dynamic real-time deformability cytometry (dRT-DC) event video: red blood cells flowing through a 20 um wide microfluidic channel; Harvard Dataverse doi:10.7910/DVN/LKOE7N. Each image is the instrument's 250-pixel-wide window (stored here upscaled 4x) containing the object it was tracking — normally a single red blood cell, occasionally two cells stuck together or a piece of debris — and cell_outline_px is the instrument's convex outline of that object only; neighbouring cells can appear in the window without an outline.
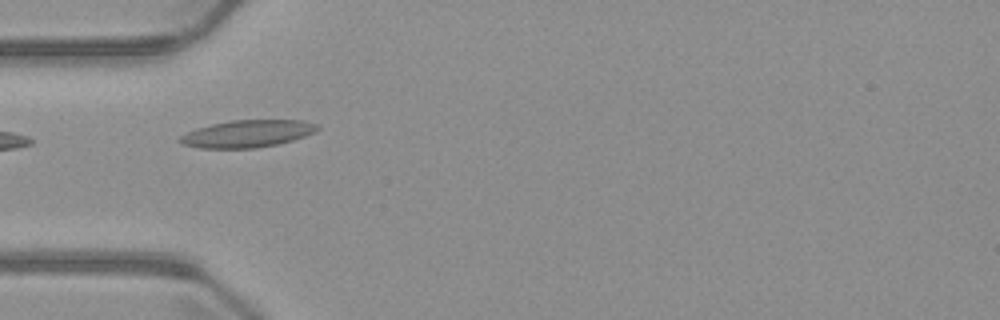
{"species": "common noctule bat (a hibernating species)", "species_latin": "Nyctalus noctula", "temperature_condition": "warm", "stored_images_in_passage": 7, "camera_frame_rate_fps": 3000, "um_per_image_px": 0.085, "animal": {"sex": "male", "body_mass_g": 23.1, "forearm_length_mm": 52.7}, "frame": {"image": 1, "passage_image": 5, "time_ms": 4.667, "image_size_px": [1000, 320], "cell_outline_px": [[320, 128], [316, 132], [292, 140], [276, 144], [256, 148], [200, 148], [184, 144], [176, 140], [180, 136], [196, 128], [212, 124], [232, 120], [300, 120], [316, 124]], "centroid_in_image_um": [21.02, 11.36], "position_along_channel_um": 64.0, "area_um2": 21.68}}
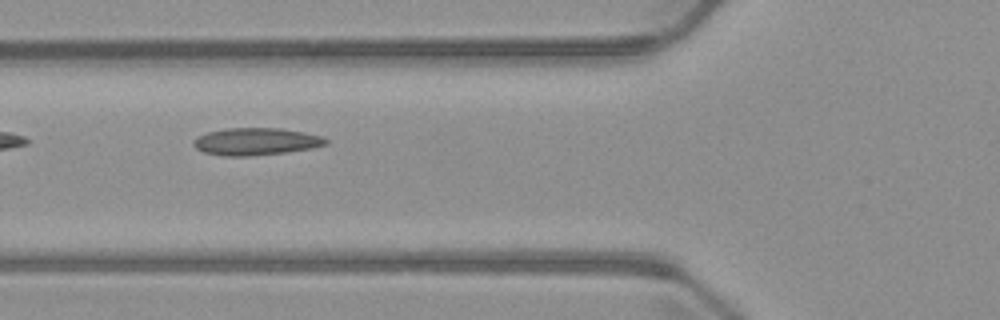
{"frame": {"image": 2, "passage_image": 6, "time_ms": 5.667, "image_size_px": [1000, 320], "cell_outline_px": [[328, 144], [312, 148], [284, 152], [248, 156], [224, 156], [204, 152], [196, 148], [192, 144], [192, 140], [196, 136], [208, 132], [224, 128], [280, 128], [304, 132], [324, 136], [328, 140]], "centroid_in_image_um": [21.74, 12.02], "position_along_channel_um": 104.1, "area_um2": 21.15}}
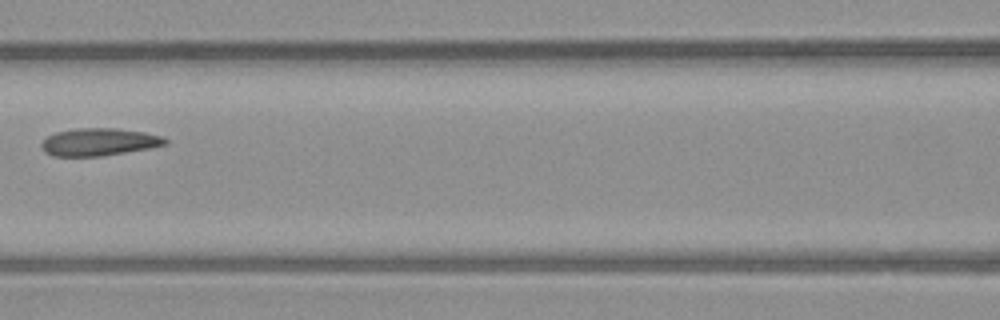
{"frame": {"image": 3, "passage_image": 7, "time_ms": 7.0, "image_size_px": [1000, 320], "cell_outline_px": [[168, 144], [152, 148], [100, 156], [52, 156], [44, 152], [40, 148], [40, 144], [48, 136], [56, 132], [76, 128], [116, 128], [144, 132], [164, 136], [168, 140]], "centroid_in_image_um": [8.43, 12.07], "position_along_channel_um": 158.2, "area_um2": 20.06}}